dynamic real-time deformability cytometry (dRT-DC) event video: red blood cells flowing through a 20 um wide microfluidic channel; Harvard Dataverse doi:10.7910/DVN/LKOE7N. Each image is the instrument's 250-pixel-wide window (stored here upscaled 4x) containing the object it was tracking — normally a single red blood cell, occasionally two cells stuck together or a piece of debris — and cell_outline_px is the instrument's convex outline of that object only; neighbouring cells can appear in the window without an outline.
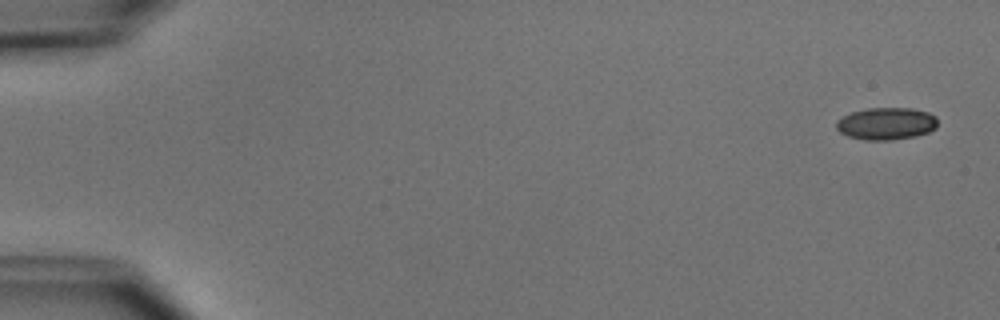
{"species": "common noctule bat (a hibernating species)", "species_latin": "Nyctalus noctula", "temperature_condition": "cold", "stored_images_in_passage": 6, "camera_frame_rate_fps": 3000, "um_per_image_px": 0.085, "animal": {"sex": "male", "body_mass_g": 15.6}, "frame": {"image": 1, "passage_image": 1, "time_ms": 0.0, "image_size_px": [1000, 320], "cell_outline_px": [[936, 128], [928, 132], [916, 136], [892, 140], [868, 140], [848, 136], [840, 132], [836, 128], [836, 120], [852, 112], [868, 108], [912, 108], [928, 112], [936, 116]], "centroid_in_image_um": [75.34, 10.5], "position_along_channel_um": 9.7, "area_um2": 19.02}}
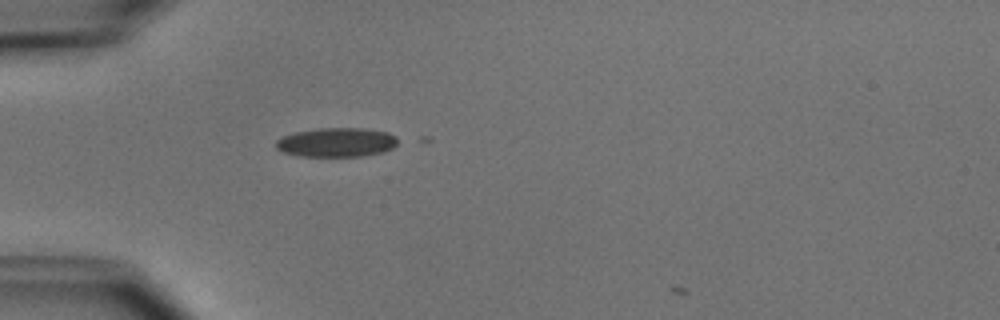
{"frame": {"image": 2, "passage_image": 5, "time_ms": 4.667, "image_size_px": [1000, 320], "cell_outline_px": [[396, 144], [392, 148], [384, 152], [360, 156], [300, 156], [284, 152], [276, 148], [276, 140], [284, 136], [296, 132], [320, 128], [360, 128], [388, 132], [396, 136]], "centroid_in_image_um": [28.61, 12.1], "position_along_channel_um": 56.4, "area_um2": 20.52}}